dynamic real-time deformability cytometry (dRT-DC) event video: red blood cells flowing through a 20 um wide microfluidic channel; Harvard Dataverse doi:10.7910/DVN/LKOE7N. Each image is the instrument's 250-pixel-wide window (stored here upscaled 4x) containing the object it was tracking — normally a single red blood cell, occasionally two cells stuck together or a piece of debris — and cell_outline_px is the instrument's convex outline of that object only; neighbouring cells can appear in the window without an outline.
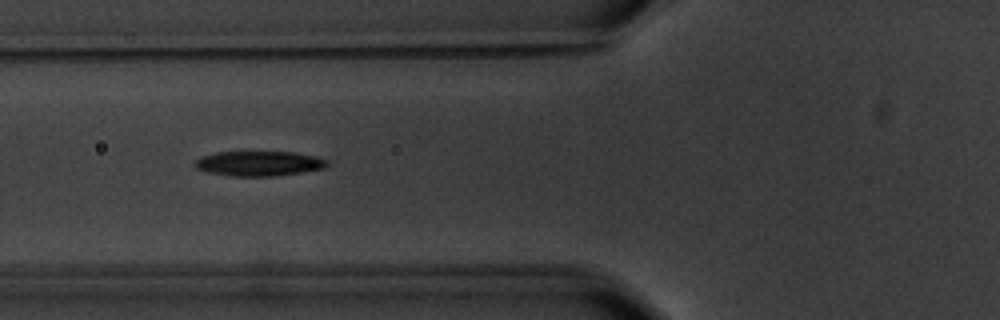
{"species": "common noctule bat (a hibernating species)", "species_latin": "Nyctalus noctula", "temperature_condition": "warm", "stored_images_in_passage": 7, "camera_frame_rate_fps": 3000, "um_per_image_px": 0.085, "animal": {"sex": "male", "body_mass_g": 20.1, "forearm_length_mm": 53.5}, "frame": {"image": 1, "passage_image": 6, "time_ms": 6.667, "image_size_px": [1000, 320], "cell_outline_px": [[328, 164], [324, 168], [276, 176], [228, 176], [208, 172], [196, 168], [196, 160], [200, 156], [216, 152], [296, 152], [316, 156], [328, 160]], "centroid_in_image_um": [22.01, 13.89], "position_along_channel_um": 103.8, "area_um2": 19.19}}
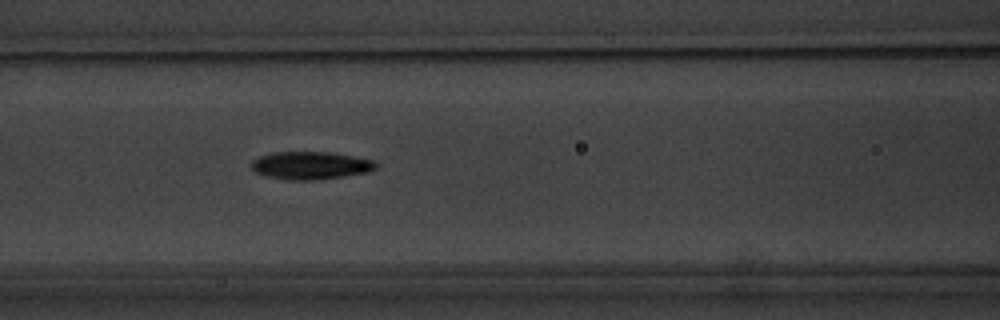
{"frame": {"image": 2, "passage_image": 7, "time_ms": 7.667, "image_size_px": [1000, 320], "cell_outline_px": [[376, 168], [368, 172], [344, 176], [316, 180], [288, 180], [268, 176], [256, 172], [252, 168], [252, 160], [260, 156], [272, 152], [328, 152], [352, 156], [372, 160], [376, 164]], "centroid_in_image_um": [26.38, 14.06], "position_along_channel_um": 140.2, "area_um2": 19.94}}